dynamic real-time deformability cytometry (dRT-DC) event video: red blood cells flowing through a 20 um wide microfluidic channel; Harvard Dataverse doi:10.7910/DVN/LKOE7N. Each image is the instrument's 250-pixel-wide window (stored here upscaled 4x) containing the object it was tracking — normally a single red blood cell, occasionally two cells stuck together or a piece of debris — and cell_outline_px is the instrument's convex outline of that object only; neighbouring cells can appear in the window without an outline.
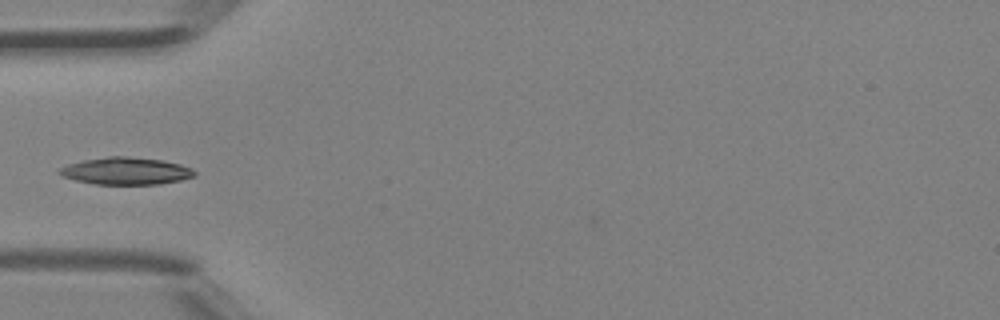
{"species": "Egyptian fruit bat (a non-hibernating species)", "species_latin": "Rousettus aegyptiacus", "temperature_condition": "room temperature", "stored_images_in_passage": 7, "camera_frame_rate_fps": 3000, "um_per_image_px": 0.085, "animal": {"sex": "female"}, "frame": {"image": 1, "passage_image": 7, "time_ms": 2.0, "image_size_px": [1000, 320], "cell_outline_px": [[196, 176], [180, 180], [160, 184], [92, 184], [76, 180], [64, 176], [56, 172], [60, 168], [68, 164], [84, 160], [108, 156], [124, 156], [164, 160], [180, 164], [192, 168], [196, 172]], "centroid_in_image_um": [10.73, 14.53], "position_along_channel_um": 74.3, "area_um2": 21.44}}